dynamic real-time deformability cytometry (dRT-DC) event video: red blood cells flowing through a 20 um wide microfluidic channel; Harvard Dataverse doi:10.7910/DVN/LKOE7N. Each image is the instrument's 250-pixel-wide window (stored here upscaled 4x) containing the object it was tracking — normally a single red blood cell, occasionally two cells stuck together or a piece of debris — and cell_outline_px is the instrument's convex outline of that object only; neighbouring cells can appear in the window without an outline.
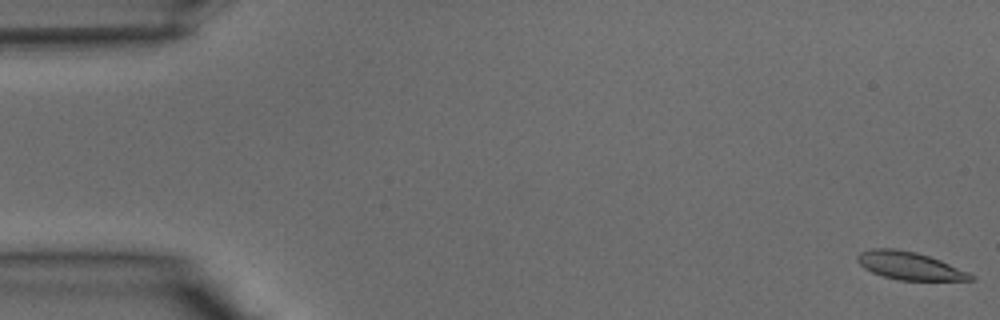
{"species": "common noctule bat (a hibernating species)", "species_latin": "Nyctalus noctula", "temperature_condition": "warm", "stored_images_in_passage": 40, "camera_frame_rate_fps": 3000, "um_per_image_px": 0.085, "animal": {"sex": "male", "body_mass_g": 15.6}, "frame": {"image": 1, "passage_image": 1, "time_ms": 0.0, "image_size_px": [1000, 320], "cell_outline_px": [[976, 280], [900, 280], [884, 276], [872, 272], [864, 268], [856, 260], [856, 256], [860, 252], [872, 248], [896, 248], [916, 252], [940, 260], [968, 272], [976, 276]], "centroid_in_image_um": [77.3, 22.58], "position_along_channel_um": 7.7, "area_um2": 18.32}}
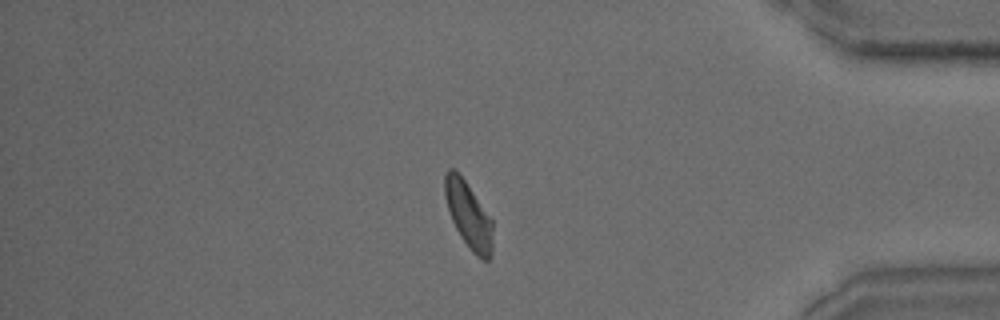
{"frame": {"image": 2, "passage_image": 34, "time_ms": 11.0, "image_size_px": [1000, 320], "cell_outline_px": [[492, 252], [488, 260], [484, 260], [476, 256], [472, 252], [460, 236], [452, 220], [444, 196], [444, 176], [448, 168], [452, 168], [464, 180], [492, 220]], "centroid_in_image_um": [39.81, 18.31], "position_along_channel_um": 395.4, "area_um2": 18.15}}
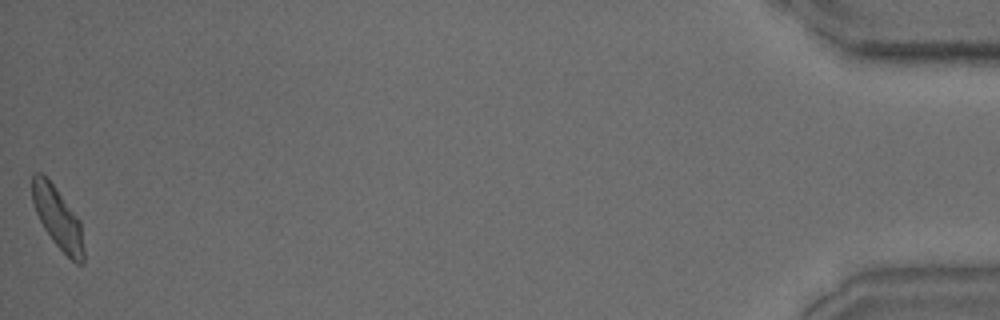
{"frame": {"image": 3, "passage_image": 40, "time_ms": 13.0, "image_size_px": [1000, 320], "cell_outline_px": [[84, 264], [76, 264], [52, 240], [44, 228], [36, 212], [32, 200], [32, 176], [36, 172], [40, 172], [56, 188], [80, 220], [84, 248]], "centroid_in_image_um": [4.92, 18.55], "position_along_channel_um": 430.3, "area_um2": 18.21}}